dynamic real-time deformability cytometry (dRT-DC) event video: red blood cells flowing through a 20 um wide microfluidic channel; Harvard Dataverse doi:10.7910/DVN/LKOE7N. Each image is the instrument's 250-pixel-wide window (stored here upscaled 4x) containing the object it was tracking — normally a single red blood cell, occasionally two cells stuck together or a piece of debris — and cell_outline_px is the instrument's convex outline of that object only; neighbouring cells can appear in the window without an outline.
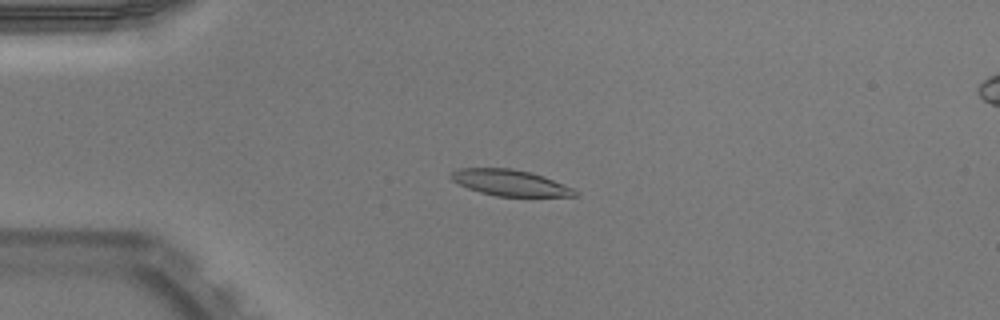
{"species": "Egyptian fruit bat (a non-hibernating species)", "species_latin": "Rousettus aegyptiacus", "temperature_condition": "warm", "stored_images_in_passage": 41, "camera_frame_rate_fps": 3000, "um_per_image_px": 0.085, "animal": {"sex": "male"}, "frame": {"image": 1, "passage_image": 3, "time_ms": 0.667, "image_size_px": [1000, 320], "cell_outline_px": [[580, 196], [496, 196], [480, 192], [468, 188], [452, 180], [448, 176], [448, 172], [456, 168], [512, 168], [544, 176], [572, 188], [580, 192]], "centroid_in_image_um": [43.32, 15.53], "position_along_channel_um": 41.7, "area_um2": 18.9}}
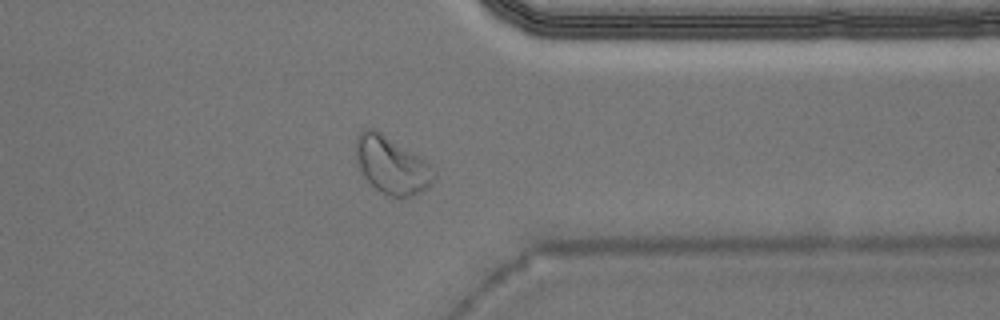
{"frame": {"image": 2, "passage_image": 31, "time_ms": 10.0, "image_size_px": [1000, 320], "cell_outline_px": [[436, 176], [432, 184], [428, 188], [412, 196], [392, 196], [376, 188], [364, 176], [356, 164], [356, 136], [360, 128], [376, 128], [420, 156], [432, 164], [436, 172]], "centroid_in_image_um": [33.3, 13.98], "position_along_channel_um": 378.1, "area_um2": 26.41}}
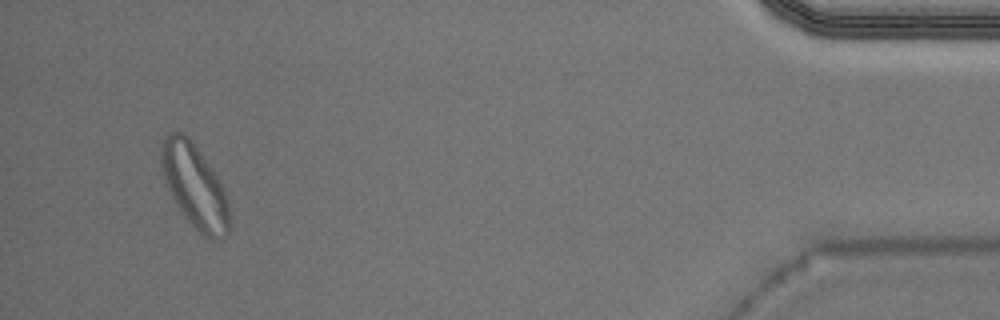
{"frame": {"image": 3, "passage_image": 39, "time_ms": 12.667, "image_size_px": [1000, 320], "cell_outline_px": [[228, 236], [220, 240], [208, 240], [184, 216], [176, 204], [168, 188], [160, 164], [160, 148], [164, 136], [172, 132], [184, 132], [192, 140], [220, 180], [224, 188], [228, 204]], "centroid_in_image_um": [16.54, 15.8], "position_along_channel_um": 418.7, "area_um2": 33.23}, "authors_computed_cell_mechanics": {"area_um2": 19.652, "velocity_mm_per_s": 3.9575, "shape_relaxation_time_tau1_ms": 4.8049, "shape_relaxation_time_tau2_ms": 2.315, "deformation_change_tau1": 0.1724, "deformation_change_tau2": 0.0778}}